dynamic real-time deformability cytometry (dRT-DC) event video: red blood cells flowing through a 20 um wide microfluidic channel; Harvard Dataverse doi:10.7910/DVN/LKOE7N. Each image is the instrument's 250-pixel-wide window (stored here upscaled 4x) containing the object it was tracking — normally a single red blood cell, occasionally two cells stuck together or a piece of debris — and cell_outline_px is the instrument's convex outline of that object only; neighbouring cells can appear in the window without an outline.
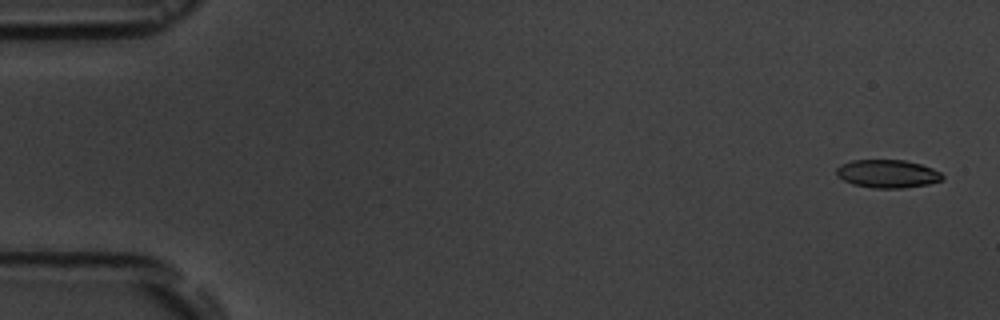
{"species": "common noctule bat (a hibernating species)", "species_latin": "Nyctalus noctula", "temperature_condition": "room temperature", "stored_images_in_passage": 5, "camera_frame_rate_fps": 3000, "um_per_image_px": 0.085, "animal": {"sex": "male", "body_mass_g": 19.5, "forearm_length_mm": 54.6}, "frame": {"image": 1, "passage_image": 1, "time_ms": 0.0, "image_size_px": [1000, 320], "cell_outline_px": [[944, 180], [928, 184], [904, 188], [872, 188], [852, 184], [836, 176], [836, 168], [840, 164], [852, 160], [904, 160], [920, 164], [932, 168], [940, 172], [944, 176]], "centroid_in_image_um": [75.43, 14.77], "position_along_channel_um": 9.6, "area_um2": 17.51}}
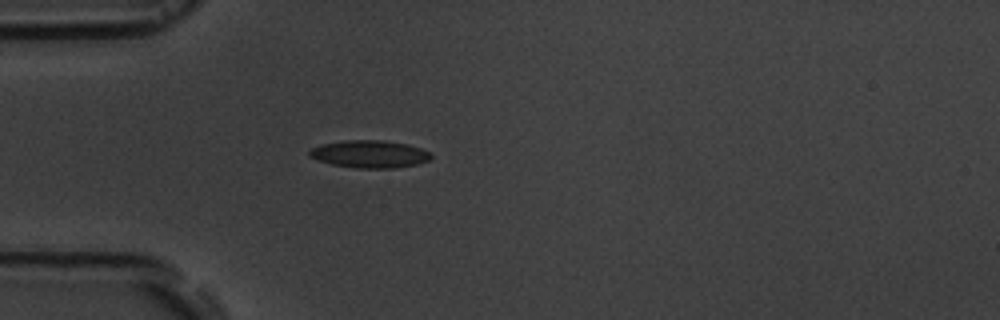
{"frame": {"image": 2, "passage_image": 5, "time_ms": 4.667, "image_size_px": [1000, 320], "cell_outline_px": [[432, 156], [428, 160], [416, 164], [392, 168], [356, 168], [332, 164], [316, 160], [308, 156], [308, 152], [312, 148], [320, 144], [344, 140], [384, 140], [408, 144], [432, 152]], "centroid_in_image_um": [31.39, 13.08], "position_along_channel_um": 53.6, "area_um2": 19.59}}